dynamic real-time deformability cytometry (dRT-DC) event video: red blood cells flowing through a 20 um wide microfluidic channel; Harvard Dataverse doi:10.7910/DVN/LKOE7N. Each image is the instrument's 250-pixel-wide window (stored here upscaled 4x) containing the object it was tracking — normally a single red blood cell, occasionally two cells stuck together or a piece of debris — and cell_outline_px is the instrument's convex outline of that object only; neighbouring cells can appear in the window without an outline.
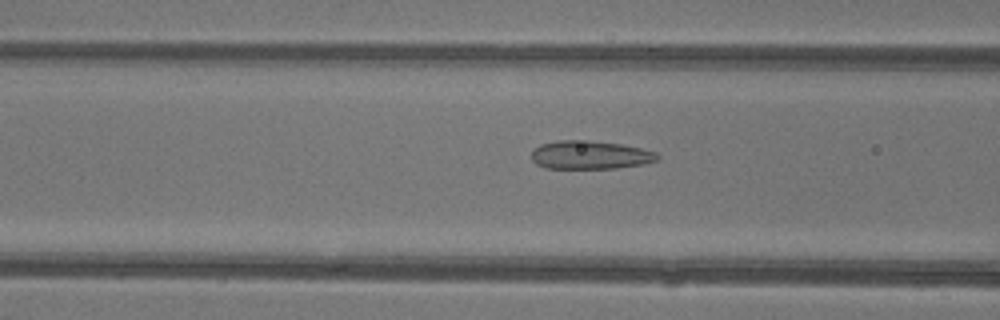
{"species": "common noctule bat (a hibernating species)", "species_latin": "Nyctalus noctula", "temperature_condition": "warm", "stored_images_in_passage": 48, "camera_frame_rate_fps": 3000, "um_per_image_px": 0.085, "animal": {"sex": "female"}, "frame": {"image": 1, "passage_image": 20, "time_ms": 6.333, "image_size_px": [1000, 320], "cell_outline_px": [[660, 156], [656, 160], [644, 164], [616, 168], [544, 168], [536, 164], [532, 160], [532, 148], [540, 144], [556, 140], [588, 140], [620, 144], [640, 148], [656, 152]], "centroid_in_image_um": [50.11, 13.16], "position_along_channel_um": 116.5, "area_um2": 20.92}}
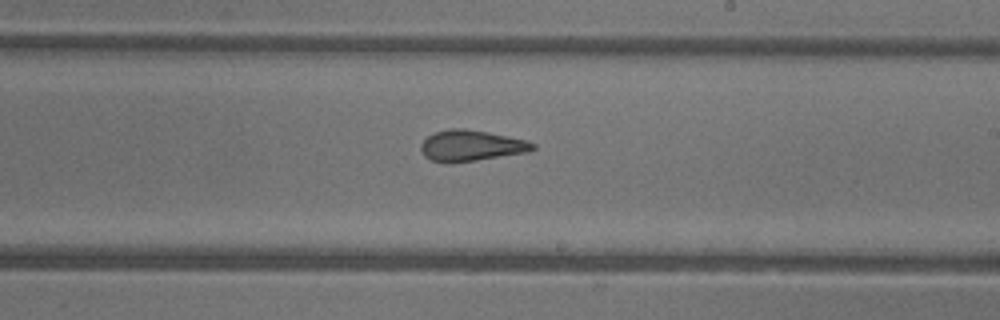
{"frame": {"image": 2, "passage_image": 29, "time_ms": 9.333, "image_size_px": [1000, 320], "cell_outline_px": [[536, 148], [528, 152], [452, 164], [444, 164], [432, 160], [424, 156], [420, 148], [420, 144], [428, 136], [436, 132], [448, 128], [464, 128], [488, 132], [528, 140], [536, 144]], "centroid_in_image_um": [40.04, 12.39], "position_along_channel_um": 249.0, "area_um2": 20.52}}
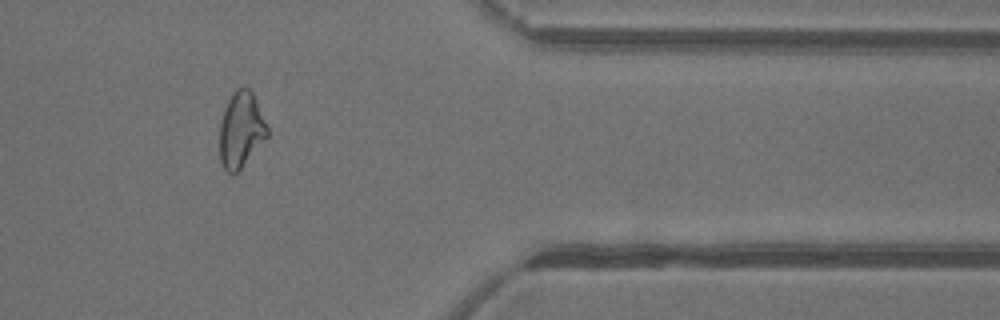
{"frame": {"image": 3, "passage_image": 40, "time_ms": 13.0, "image_size_px": [1000, 320], "cell_outline_px": [[268, 136], [240, 168], [236, 172], [228, 172], [224, 168], [220, 160], [220, 120], [224, 108], [232, 92], [236, 88], [248, 88], [252, 92], [268, 128]], "centroid_in_image_um": [20.47, 11.0], "position_along_channel_um": 390.9, "area_um2": 20.63}, "authors_computed_cell_mechanics": {"area_um2": 22.4553, "velocity_mm_per_s": 4.4194, "shape_relaxation_time_tau1_ms": null, "shape_relaxation_time_tau2_ms": 1.4772, "deformation_change_tau1": null, "deformation_change_tau2": 0.0819}}